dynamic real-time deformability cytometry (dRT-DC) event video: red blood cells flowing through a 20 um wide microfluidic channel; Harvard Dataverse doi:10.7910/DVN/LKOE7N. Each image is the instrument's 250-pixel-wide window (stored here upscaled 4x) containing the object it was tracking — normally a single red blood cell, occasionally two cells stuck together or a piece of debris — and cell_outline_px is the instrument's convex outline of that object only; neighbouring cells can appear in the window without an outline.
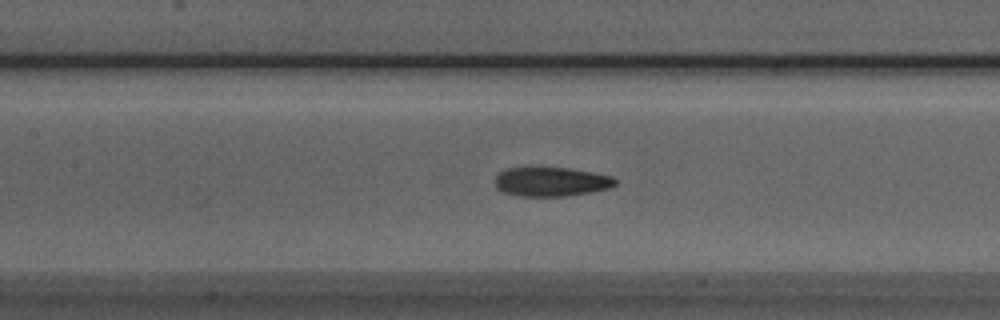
{"species": "Egyptian fruit bat (a non-hibernating species)", "species_latin": "Rousettus aegyptiacus", "temperature_condition": "room temperature", "stored_images_in_passage": 36, "camera_frame_rate_fps": 3000, "um_per_image_px": 0.085, "animal": {"sex": "male"}, "frame": {"image": 1, "passage_image": 10, "time_ms": 3.0, "image_size_px": [1000, 320], "cell_outline_px": [[616, 184], [608, 188], [588, 192], [564, 196], [516, 196], [504, 192], [496, 188], [496, 176], [500, 172], [508, 168], [568, 168], [592, 172], [612, 176], [616, 180]], "centroid_in_image_um": [46.83, 15.45], "position_along_channel_um": 160.6, "area_um2": 20.17}}
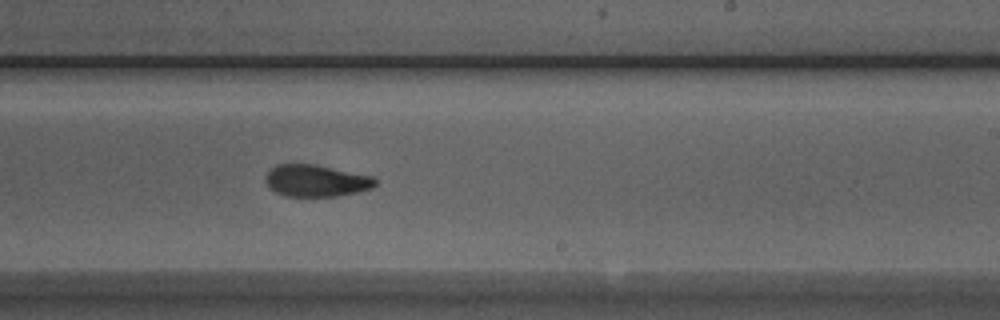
{"frame": {"image": 2, "passage_image": 18, "time_ms": 5.667, "image_size_px": [1000, 320], "cell_outline_px": [[376, 184], [372, 188], [356, 192], [336, 196], [284, 196], [276, 192], [264, 180], [268, 172], [276, 164], [316, 164], [376, 176]], "centroid_in_image_um": [26.91, 15.34], "position_along_channel_um": 262.1, "area_um2": 20.46}}
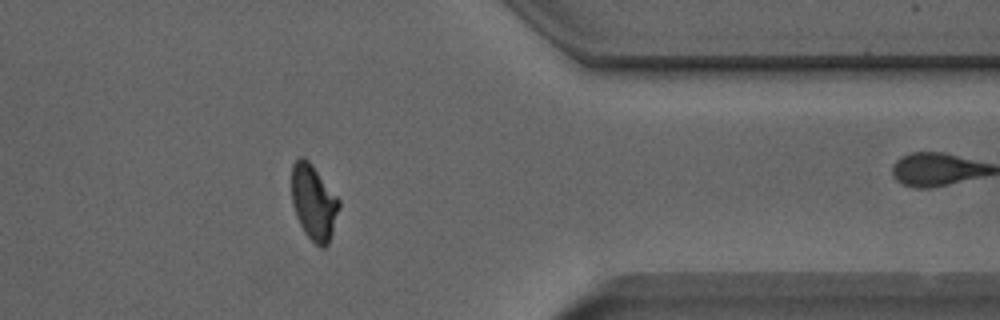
{"frame": {"image": 3, "passage_image": 29, "time_ms": 9.333, "image_size_px": [1000, 320], "cell_outline_px": [[340, 208], [328, 244], [324, 248], [320, 248], [304, 232], [296, 216], [292, 204], [292, 164], [300, 156], [304, 156], [312, 164], [340, 200]], "centroid_in_image_um": [26.66, 17.19], "position_along_channel_um": 384.7, "area_um2": 20.81}, "authors_computed_cell_mechanics": {"area_um2": 21.0392, "velocity_mm_per_s": 3.8269, "shape_relaxation_time_tau1_ms": 8.5245, "shape_relaxation_time_tau2_ms": 1.968, "deformation_change_tau1": 0.22, "deformation_change_tau2": 0.0767}}